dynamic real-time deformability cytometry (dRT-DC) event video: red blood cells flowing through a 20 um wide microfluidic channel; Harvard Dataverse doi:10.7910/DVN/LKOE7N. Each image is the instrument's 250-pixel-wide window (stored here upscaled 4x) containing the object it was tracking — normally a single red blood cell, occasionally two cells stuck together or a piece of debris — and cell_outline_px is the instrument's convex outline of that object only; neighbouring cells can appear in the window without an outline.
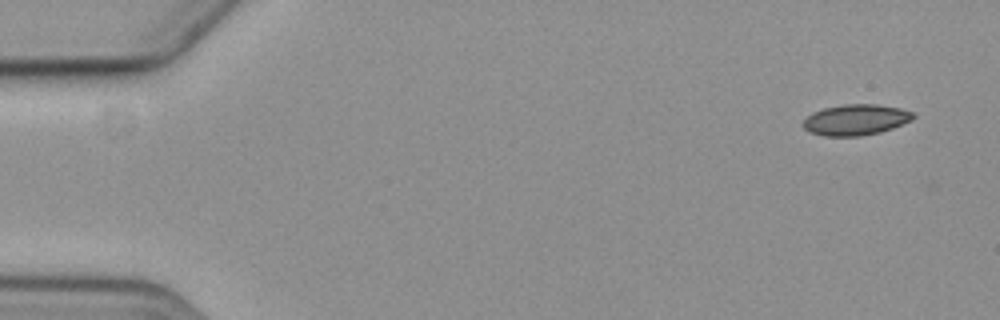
{"species": "common noctule bat (a hibernating species)", "species_latin": "Nyctalus noctula", "temperature_condition": "cold", "stored_images_in_passage": 4, "camera_frame_rate_fps": 3000, "um_per_image_px": 0.085, "animal": {"sex": "female", "body_mass_g": 19.3, "forearm_length_mm": 54.1}, "frame": {"image": 1, "passage_image": 1, "time_ms": 0.0, "image_size_px": [1000, 320], "cell_outline_px": [[916, 116], [912, 120], [892, 128], [880, 132], [860, 136], [824, 136], [808, 132], [804, 128], [804, 120], [812, 112], [824, 108], [844, 104], [876, 104], [900, 108], [912, 112]], "centroid_in_image_um": [72.74, 10.18], "position_along_channel_um": 12.3, "area_um2": 19.77}}
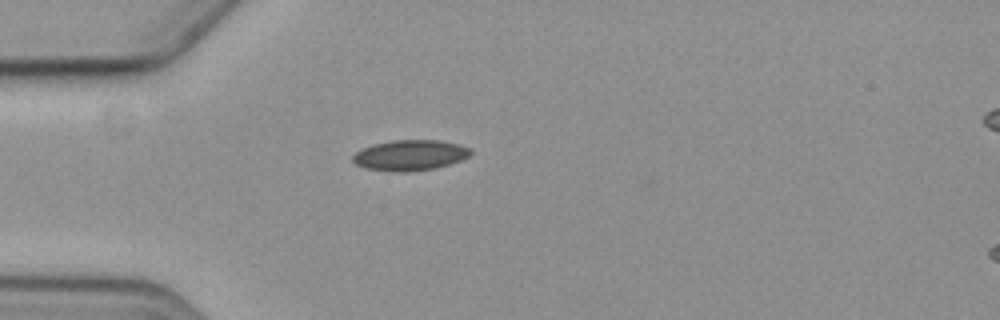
{"frame": {"image": 2, "passage_image": 4, "time_ms": 4.333, "image_size_px": [1000, 320], "cell_outline_px": [[472, 152], [468, 156], [460, 160], [436, 168], [404, 172], [396, 172], [364, 168], [356, 164], [352, 160], [352, 156], [356, 152], [372, 144], [392, 140], [440, 140], [460, 144], [472, 148]], "centroid_in_image_um": [34.86, 13.18], "position_along_channel_um": 50.1, "area_um2": 21.04}}